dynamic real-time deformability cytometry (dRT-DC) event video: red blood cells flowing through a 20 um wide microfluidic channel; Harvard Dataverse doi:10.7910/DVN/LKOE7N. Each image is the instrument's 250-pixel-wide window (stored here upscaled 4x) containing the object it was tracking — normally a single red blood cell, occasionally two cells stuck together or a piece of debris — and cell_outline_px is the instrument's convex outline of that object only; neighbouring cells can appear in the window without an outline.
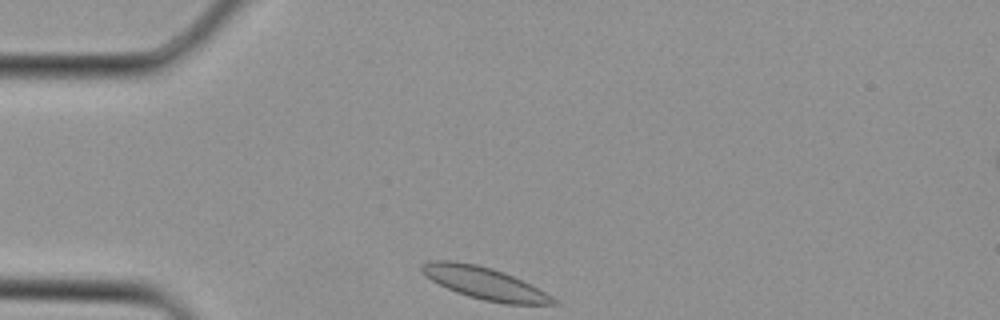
{"species": "Egyptian fruit bat (a non-hibernating species)", "species_latin": "Rousettus aegyptiacus", "temperature_condition": "cold", "stored_images_in_passage": 1, "camera_frame_rate_fps": 3000, "um_per_image_px": 0.085, "animal": {"sex": "female"}, "frame": {"image": 1, "passage_image": 1, "time_ms": 0.0, "image_size_px": [1000, 320], "cell_outline_px": [[560, 304], [504, 304], [484, 300], [468, 296], [456, 292], [424, 276], [420, 272], [420, 264], [428, 260], [448, 260], [476, 264], [492, 268], [504, 272], [552, 296]], "centroid_in_image_um": [41.11, 24.06], "position_along_channel_um": 43.9, "area_um2": 24.45}}